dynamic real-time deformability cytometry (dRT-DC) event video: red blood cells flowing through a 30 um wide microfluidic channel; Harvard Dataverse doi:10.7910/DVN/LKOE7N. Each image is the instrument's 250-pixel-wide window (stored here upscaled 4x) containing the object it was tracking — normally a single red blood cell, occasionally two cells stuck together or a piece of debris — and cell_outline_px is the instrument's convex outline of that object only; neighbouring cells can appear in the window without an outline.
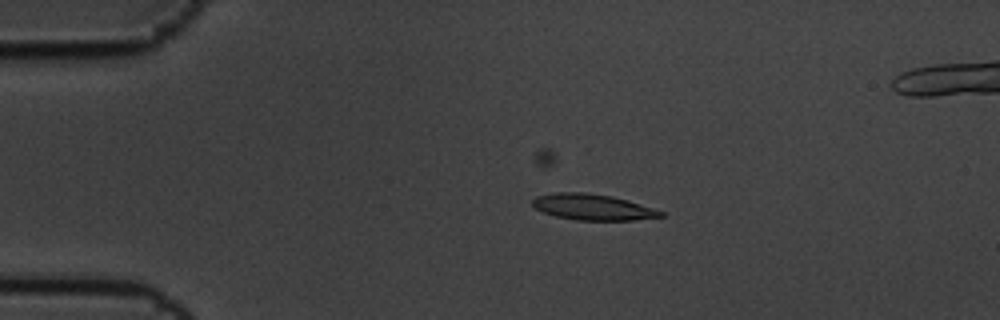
{"species": "common noctule bat (a hibernating species)", "species_latin": "Nyctalus noctula", "temperature_condition": "cold", "stored_images_in_passage": 7, "camera_frame_rate_fps": 3000, "um_per_image_px": 0.085, "animal": {"sex": "male", "body_mass_g": 19.5, "forearm_length_mm": 54.6}, "frame": {"image": 1, "passage_image": 5, "time_ms": 1.333, "image_size_px": [1000, 320], "cell_outline_px": [[668, 216], [632, 220], [576, 220], [556, 216], [544, 212], [536, 208], [532, 204], [532, 200], [536, 196], [556, 192], [588, 192], [612, 196], [628, 200], [664, 212]], "centroid_in_image_um": [50.4, 17.59], "position_along_channel_um": 34.6, "area_um2": 19.42}}
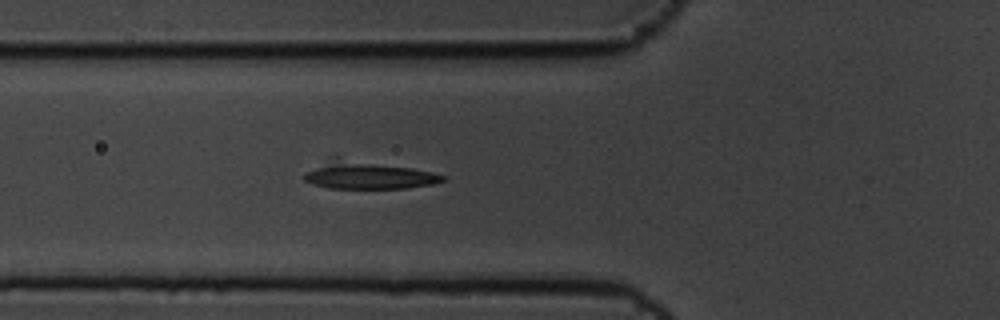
{"frame": {"image": 2, "passage_image": 7, "time_ms": 2.0, "image_size_px": [1000, 320], "cell_outline_px": [[448, 180], [432, 184], [408, 188], [328, 188], [312, 184], [304, 180], [304, 176], [308, 172], [336, 156], [412, 168], [432, 172], [448, 176]], "centroid_in_image_um": [31.36, 14.89], "position_along_channel_um": 94.4, "area_um2": 22.14}}